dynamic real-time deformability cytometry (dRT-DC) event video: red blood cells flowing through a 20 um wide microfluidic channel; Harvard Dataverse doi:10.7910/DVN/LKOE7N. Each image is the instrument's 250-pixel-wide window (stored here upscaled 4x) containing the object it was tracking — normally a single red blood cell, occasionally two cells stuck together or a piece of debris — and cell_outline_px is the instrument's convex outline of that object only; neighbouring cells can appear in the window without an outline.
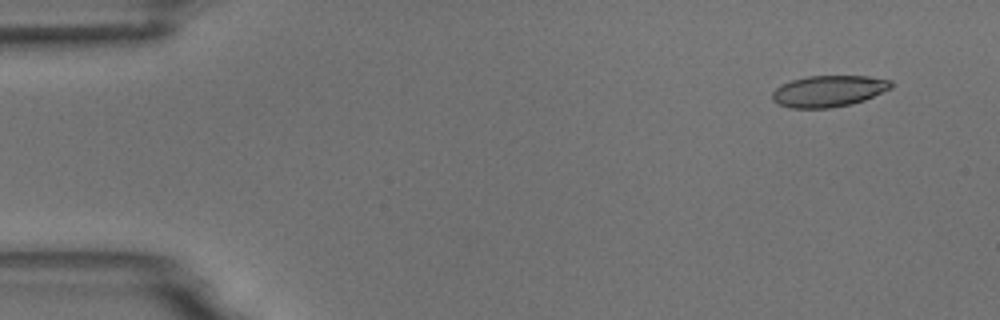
{"species": "common noctule bat (a hibernating species)", "species_latin": "Nyctalus noctula", "temperature_condition": "room temperature", "stored_images_in_passage": 5, "camera_frame_rate_fps": 3000, "um_per_image_px": 0.085, "animal": {"sex": "male", "body_mass_g": 18.8}, "frame": {"image": 1, "passage_image": 2, "time_ms": 1.0, "image_size_px": [1000, 320], "cell_outline_px": [[892, 88], [864, 100], [852, 104], [828, 108], [792, 108], [780, 104], [772, 100], [772, 92], [780, 84], [792, 80], [808, 76], [868, 76], [892, 80]], "centroid_in_image_um": [70.44, 7.74], "position_along_channel_um": 14.6, "area_um2": 21.73}}
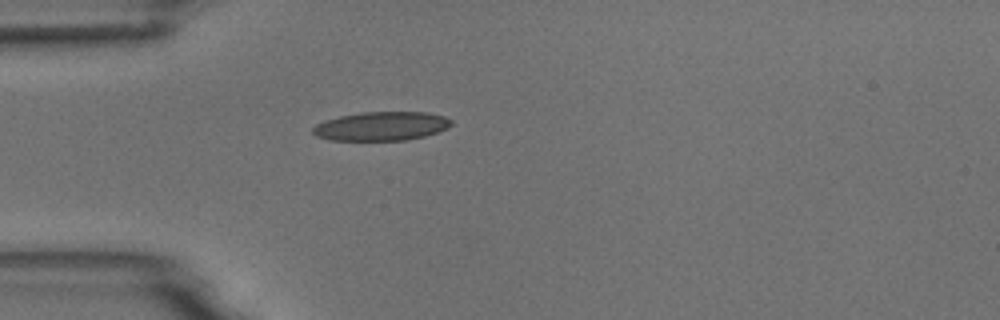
{"frame": {"image": 2, "passage_image": 5, "time_ms": 4.667, "image_size_px": [1000, 320], "cell_outline_px": [[452, 124], [448, 128], [424, 136], [404, 140], [332, 140], [316, 136], [312, 132], [312, 128], [316, 124], [324, 120], [340, 116], [360, 112], [428, 112], [444, 116], [452, 120]], "centroid_in_image_um": [32.41, 10.71], "position_along_channel_um": 52.6, "area_um2": 23.29}}